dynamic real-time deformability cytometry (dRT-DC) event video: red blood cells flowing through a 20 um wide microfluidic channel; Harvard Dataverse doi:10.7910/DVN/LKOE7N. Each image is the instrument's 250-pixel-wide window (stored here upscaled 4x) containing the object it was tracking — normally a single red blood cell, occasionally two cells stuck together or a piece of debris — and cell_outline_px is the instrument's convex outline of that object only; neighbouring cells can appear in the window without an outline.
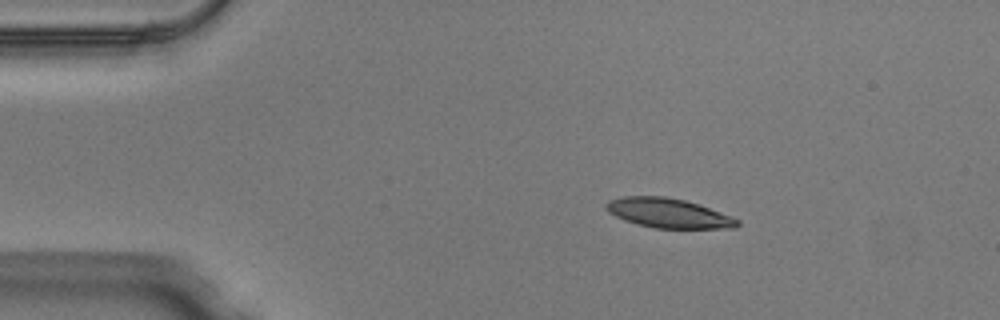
{"species": "Egyptian fruit bat (a non-hibernating species)", "species_latin": "Rousettus aegyptiacus", "temperature_condition": "warm", "stored_images_in_passage": 42, "camera_frame_rate_fps": 3000, "um_per_image_px": 0.085, "animal": {"sex": "male"}, "frame": {"image": 1, "passage_image": 1, "time_ms": 0.0, "image_size_px": [1000, 320], "cell_outline_px": [[740, 224], [736, 228], [656, 228], [636, 224], [624, 220], [608, 212], [604, 208], [604, 204], [608, 200], [624, 196], [664, 196], [684, 200], [732, 216], [740, 220]], "centroid_in_image_um": [56.78, 18.11], "position_along_channel_um": 28.2, "area_um2": 22.54}}
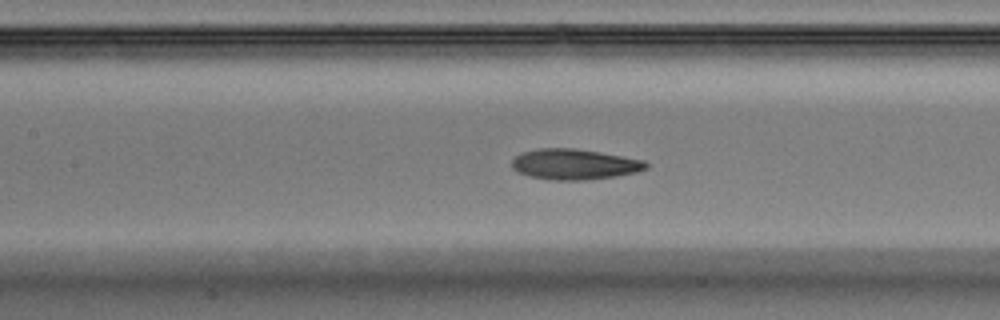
{"frame": {"image": 2, "passage_image": 15, "time_ms": 4.667, "image_size_px": [1000, 320], "cell_outline_px": [[648, 168], [636, 172], [616, 176], [584, 180], [552, 180], [528, 176], [516, 172], [512, 168], [512, 160], [516, 156], [524, 152], [540, 148], [572, 148], [600, 152], [644, 160], [648, 164]], "centroid_in_image_um": [48.81, 13.97], "position_along_channel_um": 158.6, "area_um2": 23.87}}
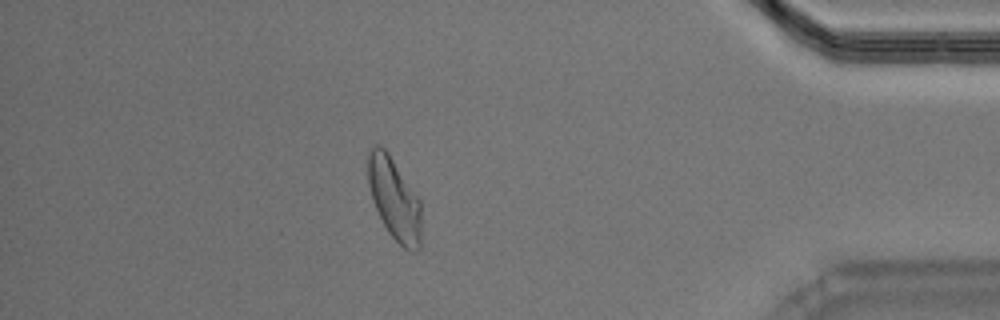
{"frame": {"image": 3, "passage_image": 36, "time_ms": 11.667, "image_size_px": [1000, 320], "cell_outline_px": [[420, 248], [416, 252], [412, 252], [404, 248], [388, 232], [372, 200], [368, 184], [368, 148], [372, 144], [380, 144], [388, 152], [420, 200]], "centroid_in_image_um": [33.5, 16.87], "position_along_channel_um": 401.7, "area_um2": 25.43}, "authors_computed_cell_mechanics": {"area_um2": 23.987, "velocity_mm_per_s": 4.0462, "shape_relaxation_time_tau1_ms": 3.7851, "shape_relaxation_time_tau2_ms": 2.3758, "deformation_change_tau1": 0.1439, "deformation_change_tau2": 0.1024}}